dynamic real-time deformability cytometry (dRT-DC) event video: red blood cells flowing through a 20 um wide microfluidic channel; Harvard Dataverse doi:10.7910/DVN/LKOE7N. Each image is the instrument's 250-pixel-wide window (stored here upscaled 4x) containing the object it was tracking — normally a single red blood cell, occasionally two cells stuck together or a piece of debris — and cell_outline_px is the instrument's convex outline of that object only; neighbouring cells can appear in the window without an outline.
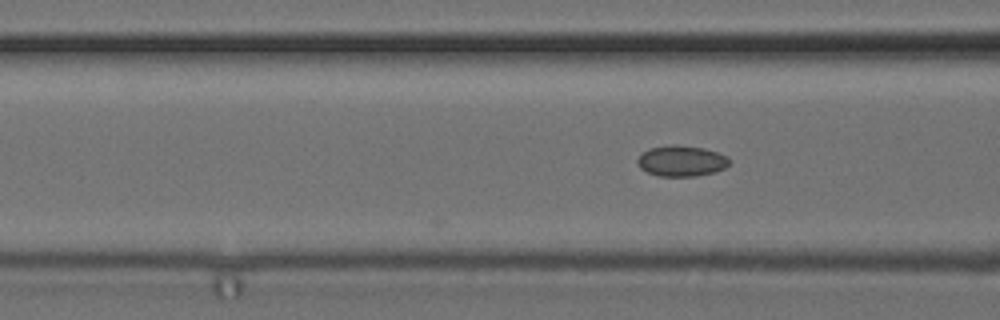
{"species": "common noctule bat (a hibernating species)", "species_latin": "Nyctalus noctula", "temperature_condition": "cold", "stored_images_in_passage": 8, "camera_frame_rate_fps": 3000, "um_per_image_px": 0.085, "animal": {"sex": "female", "body_mass_g": 24.6, "forearm_length_mm": 56.2}, "frame": {"image": 1, "passage_image": 6, "time_ms": 1.667, "image_size_px": [1000, 320], "cell_outline_px": [[732, 160], [724, 168], [716, 172], [696, 176], [656, 176], [640, 168], [636, 160], [648, 148], [668, 144], [676, 144], [704, 148], [728, 156]], "centroid_in_image_um": [57.93, 13.67], "position_along_channel_um": 108.7, "area_um2": 16.7}}
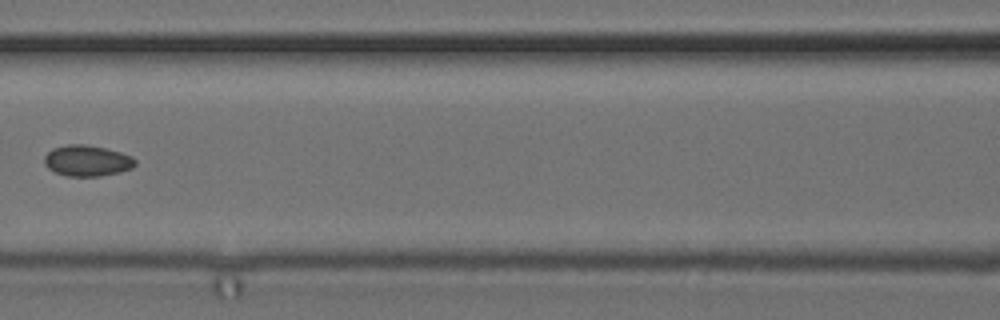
{"frame": {"image": 2, "passage_image": 7, "time_ms": 2.0, "image_size_px": [1000, 320], "cell_outline_px": [[136, 164], [132, 168], [120, 172], [100, 176], [68, 176], [56, 172], [48, 168], [44, 164], [44, 156], [52, 148], [68, 144], [84, 144], [104, 148], [120, 152], [132, 156], [136, 160]], "centroid_in_image_um": [7.4, 13.66], "position_along_channel_um": 159.2, "area_um2": 16.42}}
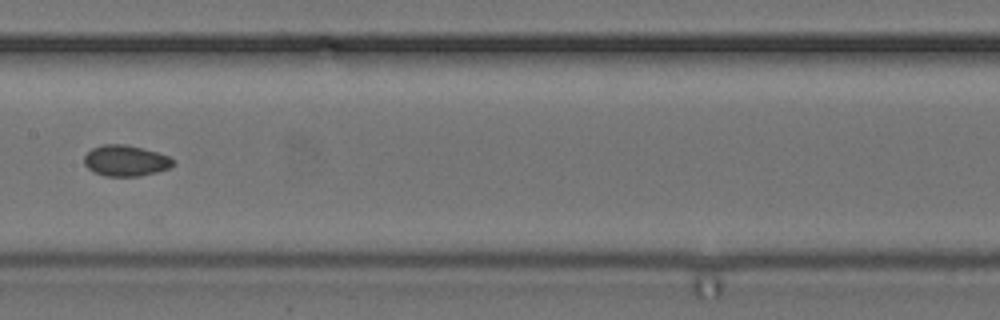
{"frame": {"image": 3, "passage_image": 8, "time_ms": 2.333, "image_size_px": [1000, 320], "cell_outline_px": [[176, 164], [168, 168], [156, 172], [140, 176], [104, 176], [88, 168], [84, 164], [84, 156], [92, 148], [104, 144], [124, 144], [156, 152], [168, 156], [176, 160]], "centroid_in_image_um": [10.69, 13.66], "position_along_channel_um": 196.7, "area_um2": 15.95}}